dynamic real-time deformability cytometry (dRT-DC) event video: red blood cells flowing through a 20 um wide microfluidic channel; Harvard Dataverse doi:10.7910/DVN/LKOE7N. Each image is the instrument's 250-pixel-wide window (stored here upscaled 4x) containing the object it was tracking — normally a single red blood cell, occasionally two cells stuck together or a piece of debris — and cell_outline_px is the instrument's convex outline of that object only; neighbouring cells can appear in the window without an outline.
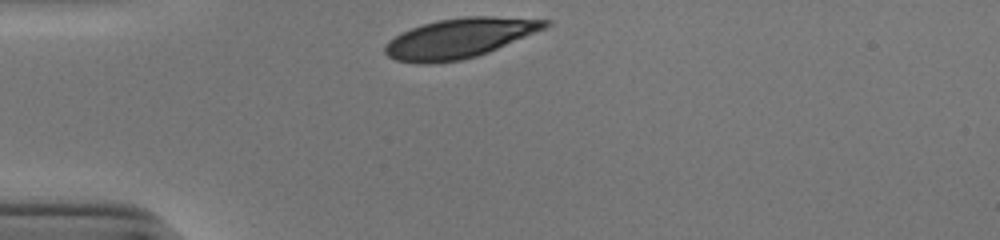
{"species": "human", "species_latin": "Homo sapiens", "temperature_condition": "cold", "stored_images_in_passage": 29, "camera_frame_rate_fps": 3000, "um_per_image_px": 0.085, "donor": {"sex": "male"}, "frame": {"image": 1, "passage_image": 1, "time_ms": 0.0, "image_size_px": [1000, 240], "cell_outline_px": [[552, 24], [544, 28], [488, 52], [476, 56], [460, 60], [432, 64], [416, 64], [396, 60], [388, 56], [384, 52], [384, 44], [388, 40], [412, 28], [424, 24], [440, 20], [468, 16], [492, 16], [552, 20]], "centroid_in_image_um": [39.03, 3.25], "position_along_channel_um": 46.0, "area_um2": 36.76}}
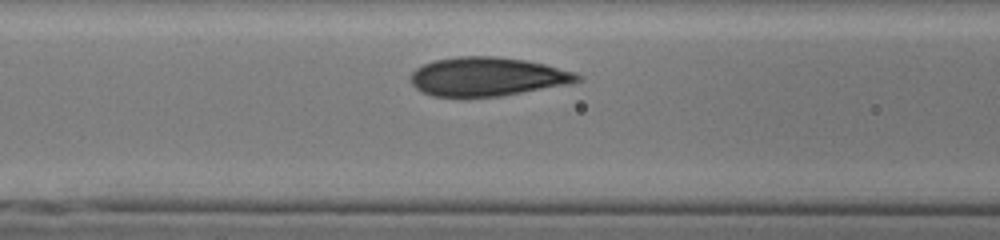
{"frame": {"image": 2, "passage_image": 9, "time_ms": 2.667, "image_size_px": [1000, 240], "cell_outline_px": [[584, 76], [580, 80], [568, 84], [500, 96], [432, 96], [420, 92], [412, 84], [412, 72], [416, 68], [424, 64], [436, 60], [456, 56], [496, 56], [524, 60], [544, 64], [576, 72]], "centroid_in_image_um": [41.43, 6.51], "position_along_channel_um": 125.2, "area_um2": 37.51}}
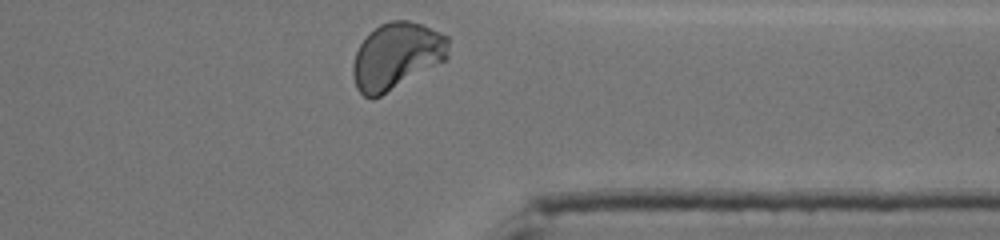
{"frame": {"image": 3, "passage_image": 29, "time_ms": 9.333, "image_size_px": [1000, 240], "cell_outline_px": [[448, 56], [444, 60], [380, 96], [372, 100], [364, 96], [356, 88], [352, 72], [352, 64], [356, 52], [360, 44], [368, 32], [380, 24], [392, 20], [408, 20], [420, 24], [440, 32], [448, 36]], "centroid_in_image_um": [33.66, 4.75], "position_along_channel_um": 377.7, "area_um2": 36.88}, "authors_computed_cell_mechanics": {"area_um2": 36.8764, "velocity_mm_per_s": 3.8463, "shape_relaxation_time_tau1_ms": 2.868, "shape_relaxation_time_tau2_ms": null, "deformation_change_tau1": 0.1421, "deformation_change_tau2": null}}